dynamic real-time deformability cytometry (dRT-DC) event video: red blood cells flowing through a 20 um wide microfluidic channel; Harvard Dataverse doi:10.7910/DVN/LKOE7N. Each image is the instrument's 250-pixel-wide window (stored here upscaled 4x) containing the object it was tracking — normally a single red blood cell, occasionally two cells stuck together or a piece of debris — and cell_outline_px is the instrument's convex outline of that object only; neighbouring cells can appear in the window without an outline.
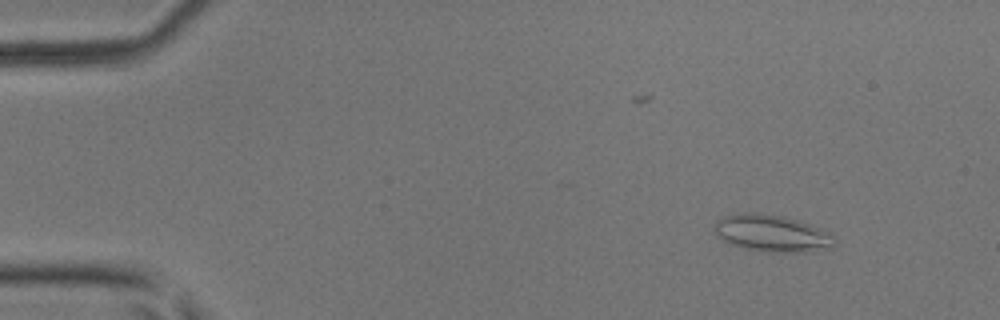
{"species": "common noctule bat (a hibernating species)", "species_latin": "Nyctalus noctula", "temperature_condition": "room temperature", "stored_images_in_passage": 6, "camera_frame_rate_fps": 3000, "um_per_image_px": 0.085, "animal": {"sex": "male", "body_mass_g": 17.9, "forearm_length_mm": 54.2}, "frame": {"image": 1, "passage_image": 2, "time_ms": 0.333, "image_size_px": [1000, 320], "cell_outline_px": [[836, 244], [828, 248], [804, 252], [768, 252], [744, 248], [732, 244], [724, 240], [716, 232], [716, 224], [724, 216], [740, 212], [756, 212], [784, 216], [800, 220], [820, 228], [832, 236], [836, 240]], "centroid_in_image_um": [65.65, 19.82], "position_along_channel_um": 19.3, "area_um2": 25.61}}
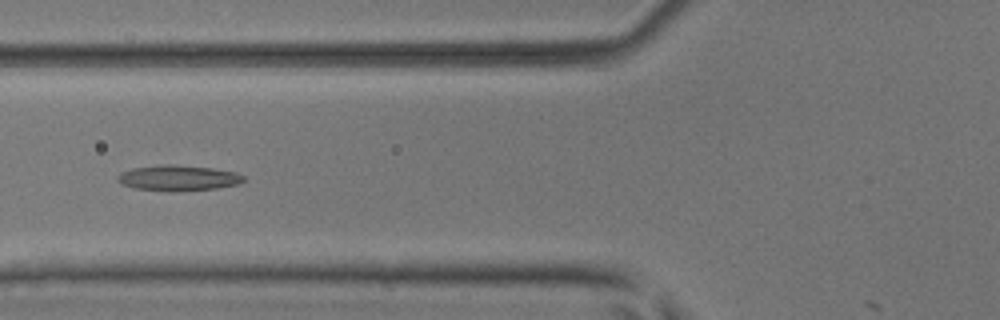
{"frame": {"image": 2, "passage_image": 6, "time_ms": 1.667, "image_size_px": [1000, 320], "cell_outline_px": [[244, 180], [240, 184], [216, 188], [172, 192], [136, 188], [120, 184], [116, 180], [116, 176], [120, 172], [132, 168], [164, 164], [168, 164], [212, 168], [236, 172], [244, 176]], "centroid_in_image_um": [15.12, 15.13], "position_along_channel_um": 110.7, "area_um2": 18.9}}